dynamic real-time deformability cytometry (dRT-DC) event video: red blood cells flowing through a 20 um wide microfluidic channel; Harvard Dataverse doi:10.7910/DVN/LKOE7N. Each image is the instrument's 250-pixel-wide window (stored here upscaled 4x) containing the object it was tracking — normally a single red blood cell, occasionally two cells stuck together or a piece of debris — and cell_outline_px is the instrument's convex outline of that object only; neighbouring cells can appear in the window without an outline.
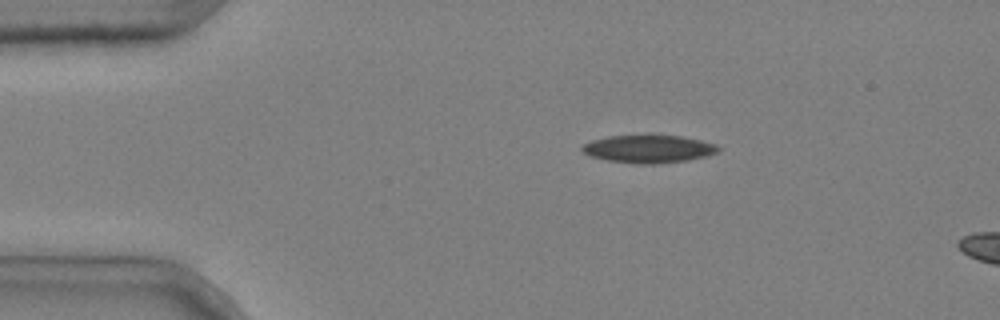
{"species": "common noctule bat (a hibernating species)", "species_latin": "Nyctalus noctula", "temperature_condition": "cold", "stored_images_in_passage": 4, "camera_frame_rate_fps": 3000, "um_per_image_px": 0.085, "animal": {"sex": "male", "body_mass_g": 20.4}, "frame": {"image": 1, "passage_image": 1, "time_ms": 0.0, "image_size_px": [1000, 320], "cell_outline_px": [[720, 152], [708, 156], [688, 160], [656, 164], [636, 164], [608, 160], [588, 156], [580, 148], [584, 144], [592, 140], [608, 136], [644, 132], [652, 132], [680, 136], [700, 140], [716, 144], [720, 148]], "centroid_in_image_um": [55.14, 12.61], "position_along_channel_um": 29.9, "area_um2": 23.18}}
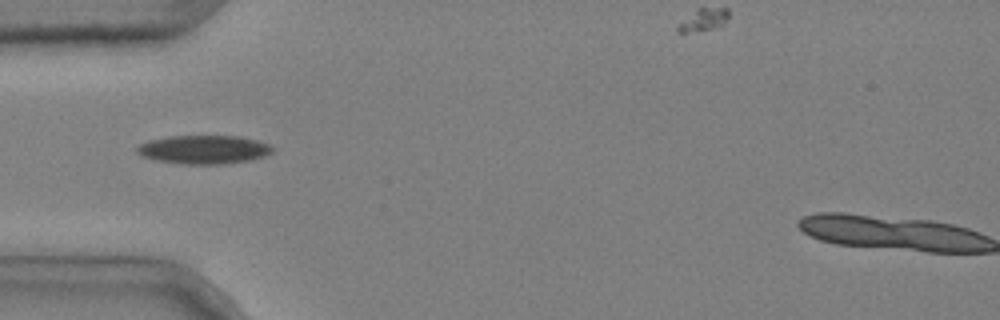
{"frame": {"image": 2, "passage_image": 3, "time_ms": 0.667, "image_size_px": [1000, 320], "cell_outline_px": [[272, 152], [264, 156], [252, 160], [224, 164], [180, 164], [156, 160], [140, 156], [136, 152], [136, 148], [140, 144], [148, 140], [172, 136], [236, 136], [256, 140], [268, 144], [272, 148]], "centroid_in_image_um": [17.28, 12.72], "position_along_channel_um": 67.7, "area_um2": 22.6}}